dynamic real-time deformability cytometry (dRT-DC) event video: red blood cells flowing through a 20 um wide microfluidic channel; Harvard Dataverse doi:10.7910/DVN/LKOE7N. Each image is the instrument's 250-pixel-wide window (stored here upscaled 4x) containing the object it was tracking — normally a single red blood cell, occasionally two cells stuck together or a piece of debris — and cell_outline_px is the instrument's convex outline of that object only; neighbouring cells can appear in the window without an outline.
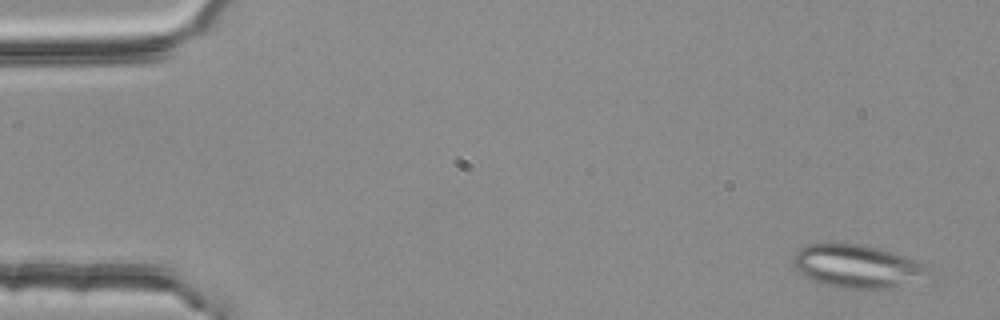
{"species": "common noctule bat (a hibernating species)", "species_latin": "Nyctalus noctula", "temperature_condition": "room temperature", "stored_images_in_passage": 53, "camera_frame_rate_fps": 3000, "um_per_image_px": 0.085, "animal": {"sex": "female", "body_mass_g": 25.1}, "frame": {"image": 1, "passage_image": 3, "time_ms": 0.667, "image_size_px": [1000, 320], "cell_outline_px": [[924, 272], [888, 288], [836, 288], [816, 280], [808, 276], [792, 260], [792, 256], [796, 252], [808, 244], [860, 244], [892, 252], [916, 260], [924, 264]], "centroid_in_image_um": [72.73, 22.59], "position_along_channel_um": 12.3, "area_um2": 31.73}}
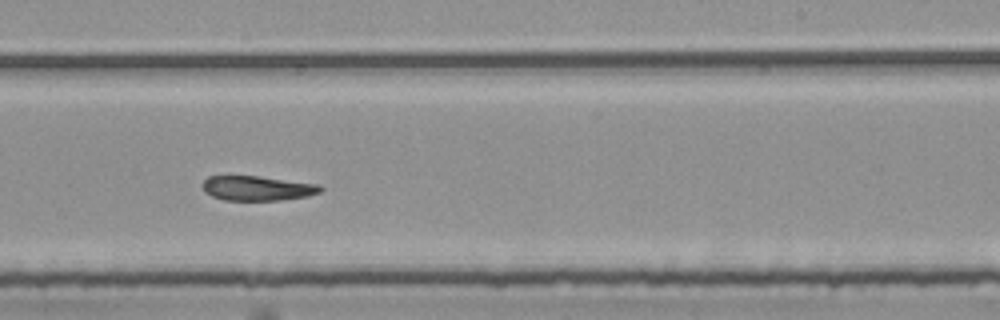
{"frame": {"image": 2, "passage_image": 34, "time_ms": 11.0, "image_size_px": [1000, 320], "cell_outline_px": [[324, 188], [320, 192], [308, 196], [280, 200], [224, 200], [212, 196], [204, 192], [200, 184], [208, 176], [260, 176], [320, 184]], "centroid_in_image_um": [21.87, 15.99], "position_along_channel_um": 267.1, "area_um2": 17.17}}
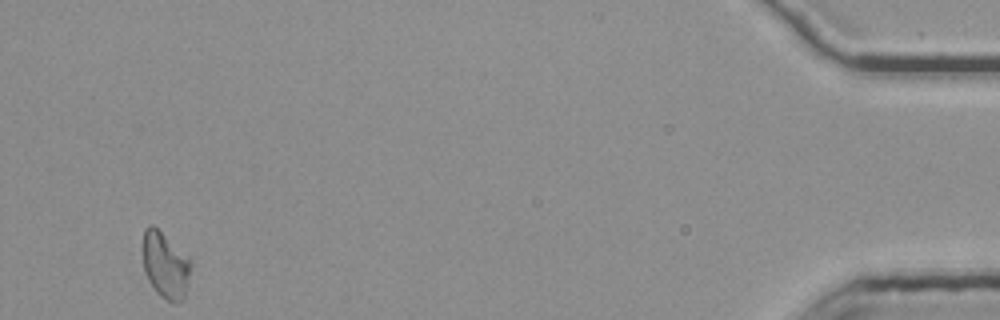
{"frame": {"image": 3, "passage_image": 53, "time_ms": 17.333, "image_size_px": [1000, 320], "cell_outline_px": [[192, 264], [184, 300], [176, 304], [172, 304], [160, 296], [156, 292], [148, 280], [144, 272], [144, 228], [148, 224], [152, 224], [188, 256], [192, 260]], "centroid_in_image_um": [14.09, 22.59], "position_along_channel_um": 421.1, "area_um2": 18.67}, "authors_computed_cell_mechanics": {"area_um2": 18.6694, "velocity_mm_per_s": 3.7442, "shape_relaxation_time_tau1_ms": null, "shape_relaxation_time_tau2_ms": 5.757, "deformation_change_tau1": null, "deformation_change_tau2": 0.1311}}